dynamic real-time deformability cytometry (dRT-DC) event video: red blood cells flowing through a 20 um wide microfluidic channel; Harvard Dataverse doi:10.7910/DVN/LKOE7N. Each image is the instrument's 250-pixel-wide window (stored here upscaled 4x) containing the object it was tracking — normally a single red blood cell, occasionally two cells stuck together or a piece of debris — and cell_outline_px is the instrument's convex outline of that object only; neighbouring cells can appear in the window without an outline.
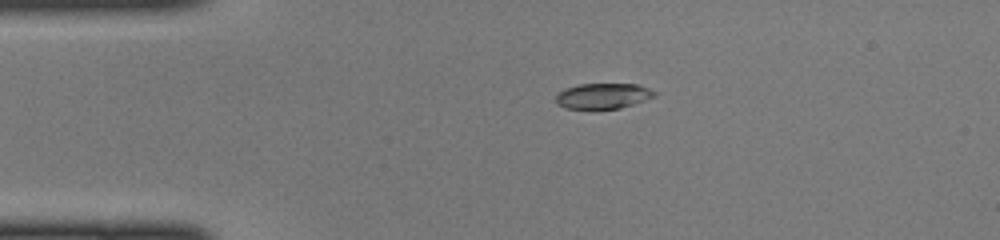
{"species": "common noctule bat (a hibernating species)", "species_latin": "Nyctalus noctula", "temperature_condition": "cold", "stored_images_in_passage": 38, "camera_frame_rate_fps": 3000, "um_per_image_px": 0.085, "animal": {"sex": "female", "body_mass_g": 22.0, "forearm_length_mm": 56.7}, "frame": {"image": 1, "passage_image": 1, "time_ms": 0.0, "image_size_px": [1000, 240], "cell_outline_px": [[656, 96], [620, 108], [592, 112], [564, 108], [556, 104], [556, 96], [564, 88], [580, 84], [636, 84], [648, 88], [656, 92]], "centroid_in_image_um": [51.19, 8.2], "position_along_channel_um": 33.8, "area_um2": 15.26}}
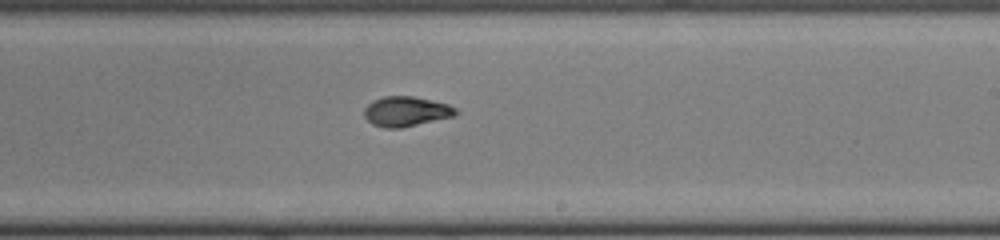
{"frame": {"image": 2, "passage_image": 19, "time_ms": 6.0, "image_size_px": [1000, 240], "cell_outline_px": [[460, 112], [456, 116], [400, 128], [384, 128], [372, 124], [364, 116], [364, 108], [372, 100], [384, 96], [412, 96], [448, 104], [456, 108]], "centroid_in_image_um": [34.53, 9.47], "position_along_channel_um": 254.5, "area_um2": 16.07}}
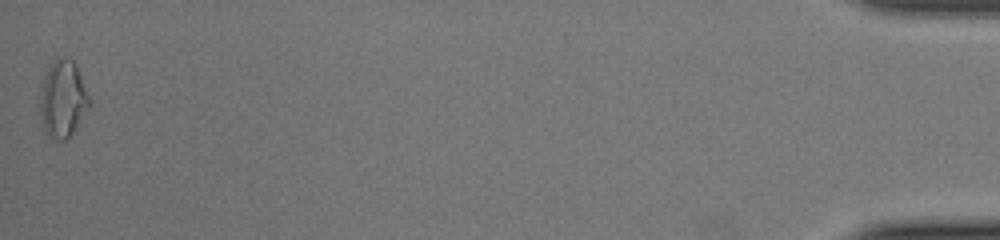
{"frame": {"image": 3, "passage_image": 38, "time_ms": 12.333, "image_size_px": [1000, 240], "cell_outline_px": [[92, 104], [76, 128], [64, 140], [60, 140], [48, 136], [40, 120], [40, 104], [44, 80], [48, 68], [56, 56], [68, 56], [76, 64], [92, 100]], "centroid_in_image_um": [5.39, 8.38], "position_along_channel_um": 429.8, "area_um2": 22.25}}